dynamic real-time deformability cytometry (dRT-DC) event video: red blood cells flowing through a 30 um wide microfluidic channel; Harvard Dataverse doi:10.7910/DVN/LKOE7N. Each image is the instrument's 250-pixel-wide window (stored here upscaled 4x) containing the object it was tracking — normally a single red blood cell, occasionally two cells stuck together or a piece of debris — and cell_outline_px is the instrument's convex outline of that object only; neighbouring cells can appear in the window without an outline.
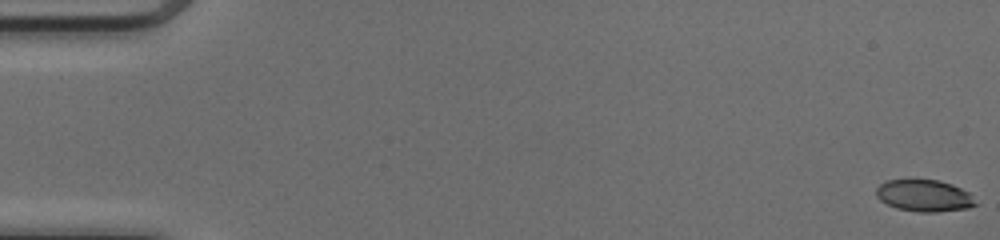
{"species": "common noctule bat (a hibernating species)", "species_latin": "Nyctalus noctula", "temperature_condition": "cold", "stored_images_in_passage": 51, "camera_frame_rate_fps": 3000, "um_per_image_px": 0.085, "animal": {"sex": "female", "body_mass_g": 17.0, "forearm_length_mm": 48.0}, "frame": {"image": 1, "passage_image": 1, "time_ms": 0.0, "image_size_px": [1000, 240], "cell_outline_px": [[980, 204], [968, 208], [936, 212], [920, 212], [896, 208], [880, 200], [876, 196], [876, 188], [880, 184], [888, 180], [936, 180], [952, 184], [968, 192]], "centroid_in_image_um": [78.58, 16.64], "position_along_channel_um": 6.4, "area_um2": 18.38}}
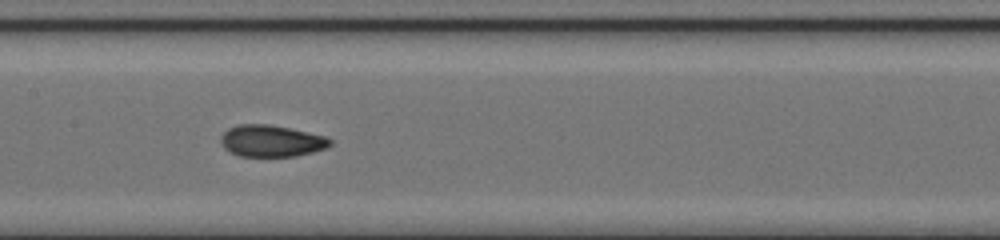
{"frame": {"image": 2, "passage_image": 26, "time_ms": 8.333, "image_size_px": [1000, 240], "cell_outline_px": [[332, 144], [324, 148], [312, 152], [296, 156], [240, 156], [224, 148], [220, 140], [220, 136], [228, 128], [240, 124], [268, 124], [328, 136], [332, 140]], "centroid_in_image_um": [23.07, 11.97], "position_along_channel_um": 184.3, "area_um2": 20.11}}
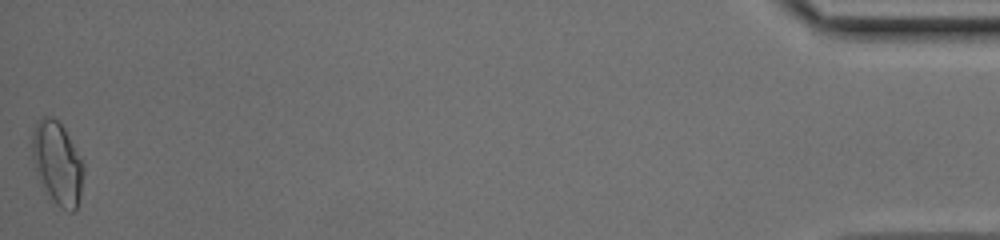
{"frame": {"image": 3, "passage_image": 51, "time_ms": 16.667, "image_size_px": [1000, 240], "cell_outline_px": [[84, 172], [80, 196], [76, 208], [72, 212], [68, 212], [56, 204], [40, 184], [32, 156], [32, 136], [36, 124], [44, 116], [52, 116], [64, 128], [84, 164]], "centroid_in_image_um": [4.88, 13.89], "position_along_channel_um": 430.3, "area_um2": 24.57}, "authors_computed_cell_mechanics": {"area_um2": 19.9988, "velocity_mm_per_s": 4.1384, "shape_relaxation_time_tau1_ms": 9.0972, "shape_relaxation_time_tau2_ms": 1.528, "deformation_change_tau1": 0.2454, "deformation_change_tau2": 0.0623}}